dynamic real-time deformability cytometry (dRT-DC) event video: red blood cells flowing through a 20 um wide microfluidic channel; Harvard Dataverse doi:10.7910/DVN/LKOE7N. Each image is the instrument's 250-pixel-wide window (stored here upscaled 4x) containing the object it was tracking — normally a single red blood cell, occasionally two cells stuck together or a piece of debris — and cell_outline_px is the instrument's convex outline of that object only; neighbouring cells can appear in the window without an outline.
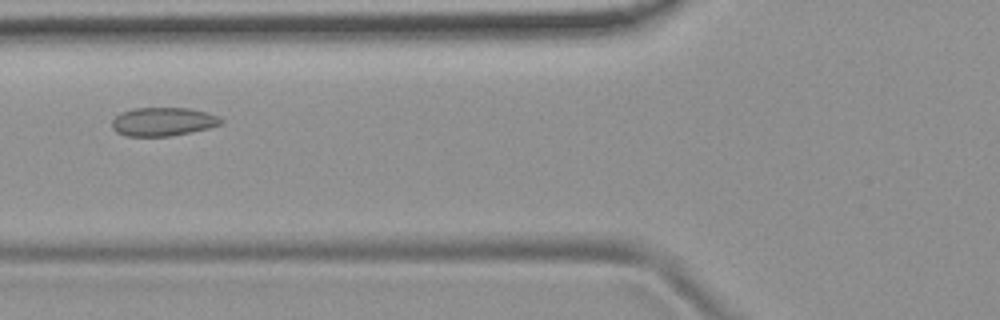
{"species": "common noctule bat (a hibernating species)", "species_latin": "Nyctalus noctula", "temperature_condition": "room temperature", "stored_images_in_passage": 49, "camera_frame_rate_fps": 3000, "um_per_image_px": 0.085, "animal": {"sex": "female", "body_mass_g": 19.9}, "frame": {"image": 1, "passage_image": 16, "time_ms": 5.0, "image_size_px": [1000, 320], "cell_outline_px": [[224, 124], [208, 128], [168, 136], [124, 136], [116, 132], [112, 128], [112, 120], [120, 112], [132, 108], [188, 108], [208, 112], [220, 116], [224, 120]], "centroid_in_image_um": [13.87, 10.33], "position_along_channel_um": 111.9, "area_um2": 18.32}}
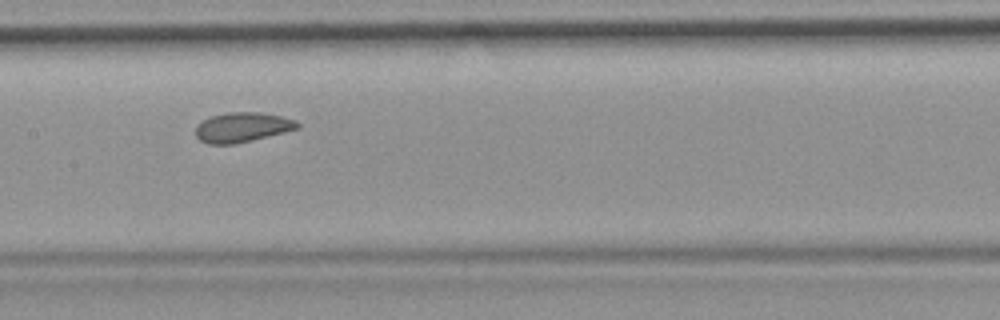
{"frame": {"image": 2, "passage_image": 22, "time_ms": 7.0, "image_size_px": [1000, 320], "cell_outline_px": [[300, 124], [296, 128], [284, 132], [252, 140], [232, 144], [208, 144], [200, 140], [196, 136], [196, 124], [212, 116], [228, 112], [260, 112], [280, 116], [296, 120]], "centroid_in_image_um": [20.57, 10.81], "position_along_channel_um": 186.8, "area_um2": 17.46}}
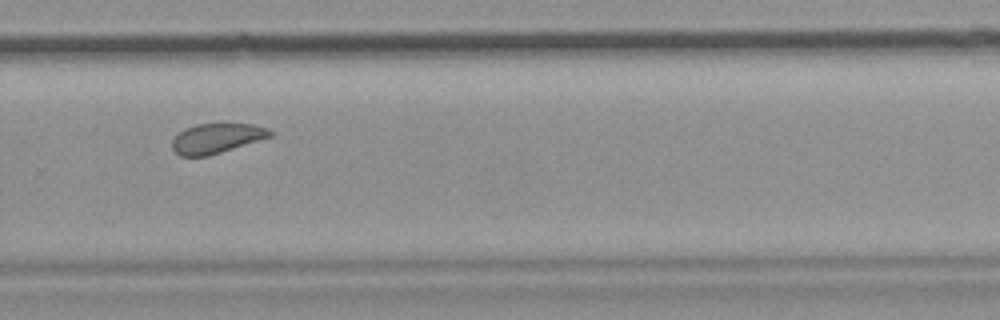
{"frame": {"image": 3, "passage_image": 32, "time_ms": 10.333, "image_size_px": [1000, 320], "cell_outline_px": [[272, 136], [208, 156], [180, 156], [172, 148], [172, 140], [184, 128], [196, 124], [252, 124], [268, 128], [272, 132]], "centroid_in_image_um": [18.39, 11.75], "position_along_channel_um": 311.4, "area_um2": 16.82}, "authors_computed_cell_mechanics": {"area_um2": 18.3226, "velocity_mm_per_s": 3.7499, "shape_relaxation_time_tau1_ms": null, "shape_relaxation_time_tau2_ms": 2.4251, "deformation_change_tau1": null, "deformation_change_tau2": 0.0562}}